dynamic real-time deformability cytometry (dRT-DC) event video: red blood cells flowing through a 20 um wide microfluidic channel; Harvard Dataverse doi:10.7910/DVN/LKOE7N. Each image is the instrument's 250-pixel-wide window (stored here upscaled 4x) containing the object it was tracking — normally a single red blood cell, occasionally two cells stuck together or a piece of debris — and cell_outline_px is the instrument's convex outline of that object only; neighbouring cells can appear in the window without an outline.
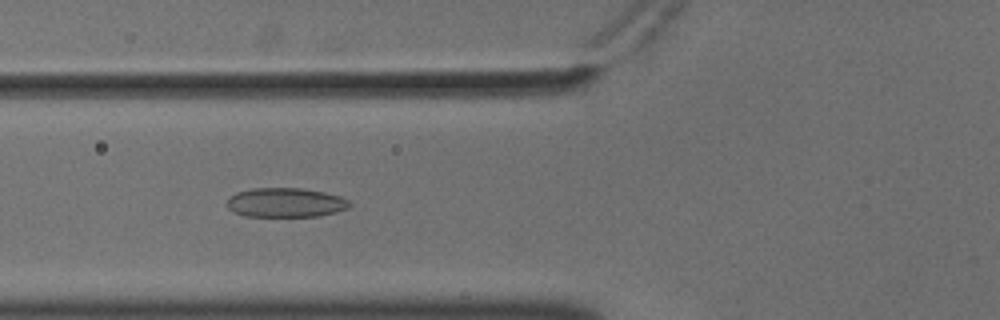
{"species": "common noctule bat (a hibernating species)", "species_latin": "Nyctalus noctula", "temperature_condition": "cold", "stored_images_in_passage": 56, "camera_frame_rate_fps": 3000, "um_per_image_px": 0.085, "animal": {"sex": "male", "body_mass_g": 18.8}, "frame": {"image": 1, "passage_image": 22, "time_ms": 7.0, "image_size_px": [1000, 320], "cell_outline_px": [[352, 204], [348, 208], [336, 212], [320, 216], [244, 216], [232, 212], [228, 208], [228, 200], [236, 192], [252, 188], [304, 188], [324, 192], [340, 196], [348, 200]], "centroid_in_image_um": [24.29, 17.22], "position_along_channel_um": 101.5, "area_um2": 21.04}}
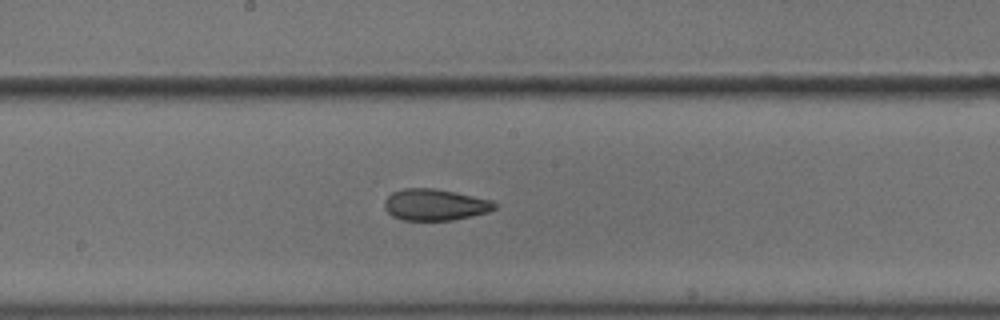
{"frame": {"image": 2, "passage_image": 31, "time_ms": 10.0, "image_size_px": [1000, 320], "cell_outline_px": [[496, 208], [488, 212], [472, 216], [452, 220], [404, 220], [392, 216], [384, 208], [384, 200], [392, 192], [404, 188], [436, 188], [456, 192], [492, 200], [496, 204]], "centroid_in_image_um": [36.97, 17.39], "position_along_channel_um": 211.2, "area_um2": 20.29}}
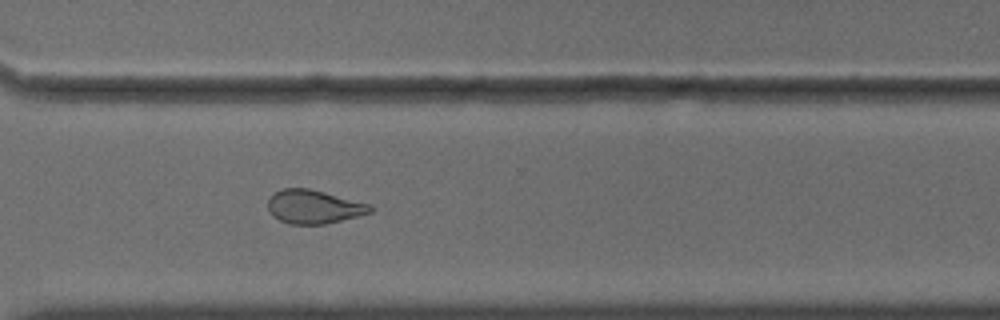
{"frame": {"image": 3, "passage_image": 42, "time_ms": 13.667, "image_size_px": [1000, 320], "cell_outline_px": [[372, 212], [324, 224], [288, 224], [272, 216], [268, 212], [268, 196], [272, 192], [284, 188], [308, 188], [372, 204]], "centroid_in_image_um": [26.62, 17.56], "position_along_channel_um": 344.0, "area_um2": 20.17}, "authors_computed_cell_mechanics": {"area_um2": 21.6172, "velocity_mm_per_s": 3.6276, "shape_relaxation_time_tau1_ms": null, "shape_relaxation_time_tau2_ms": 2.7727, "deformation_change_tau1": null, "deformation_change_tau2": 0.0895}}